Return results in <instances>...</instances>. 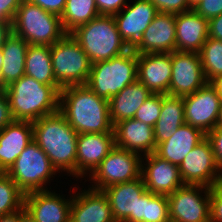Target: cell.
Here are the masks:
<instances>
[{"mask_svg":"<svg viewBox=\"0 0 222 222\" xmlns=\"http://www.w3.org/2000/svg\"><path fill=\"white\" fill-rule=\"evenodd\" d=\"M69 197L66 199L51 187L49 190L32 191L25 194L24 208L35 222H70L71 194Z\"/></svg>","mask_w":222,"mask_h":222,"instance_id":"cell-15","label":"cell"},{"mask_svg":"<svg viewBox=\"0 0 222 222\" xmlns=\"http://www.w3.org/2000/svg\"><path fill=\"white\" fill-rule=\"evenodd\" d=\"M12 33L11 21H0V49L3 47L6 38Z\"/></svg>","mask_w":222,"mask_h":222,"instance_id":"cell-45","label":"cell"},{"mask_svg":"<svg viewBox=\"0 0 222 222\" xmlns=\"http://www.w3.org/2000/svg\"><path fill=\"white\" fill-rule=\"evenodd\" d=\"M171 65L169 95L184 97L207 83L199 53L175 50L171 53Z\"/></svg>","mask_w":222,"mask_h":222,"instance_id":"cell-12","label":"cell"},{"mask_svg":"<svg viewBox=\"0 0 222 222\" xmlns=\"http://www.w3.org/2000/svg\"><path fill=\"white\" fill-rule=\"evenodd\" d=\"M193 9L209 21L222 14V0H202Z\"/></svg>","mask_w":222,"mask_h":222,"instance_id":"cell-37","label":"cell"},{"mask_svg":"<svg viewBox=\"0 0 222 222\" xmlns=\"http://www.w3.org/2000/svg\"><path fill=\"white\" fill-rule=\"evenodd\" d=\"M59 85H47L23 75L5 91L13 120L36 121L59 111Z\"/></svg>","mask_w":222,"mask_h":222,"instance_id":"cell-3","label":"cell"},{"mask_svg":"<svg viewBox=\"0 0 222 222\" xmlns=\"http://www.w3.org/2000/svg\"><path fill=\"white\" fill-rule=\"evenodd\" d=\"M100 15H115L119 13L129 0H95Z\"/></svg>","mask_w":222,"mask_h":222,"instance_id":"cell-39","label":"cell"},{"mask_svg":"<svg viewBox=\"0 0 222 222\" xmlns=\"http://www.w3.org/2000/svg\"><path fill=\"white\" fill-rule=\"evenodd\" d=\"M71 35L92 64L120 56L131 49L119 34L112 15H99L77 27Z\"/></svg>","mask_w":222,"mask_h":222,"instance_id":"cell-4","label":"cell"},{"mask_svg":"<svg viewBox=\"0 0 222 222\" xmlns=\"http://www.w3.org/2000/svg\"><path fill=\"white\" fill-rule=\"evenodd\" d=\"M25 75L34 78L42 84L58 85L53 72L50 46H28Z\"/></svg>","mask_w":222,"mask_h":222,"instance_id":"cell-29","label":"cell"},{"mask_svg":"<svg viewBox=\"0 0 222 222\" xmlns=\"http://www.w3.org/2000/svg\"><path fill=\"white\" fill-rule=\"evenodd\" d=\"M162 102L163 94H152L136 111L134 119L154 127L161 113Z\"/></svg>","mask_w":222,"mask_h":222,"instance_id":"cell-33","label":"cell"},{"mask_svg":"<svg viewBox=\"0 0 222 222\" xmlns=\"http://www.w3.org/2000/svg\"><path fill=\"white\" fill-rule=\"evenodd\" d=\"M179 173L184 184L213 187L222 182L210 141L205 138L195 146L179 166Z\"/></svg>","mask_w":222,"mask_h":222,"instance_id":"cell-11","label":"cell"},{"mask_svg":"<svg viewBox=\"0 0 222 222\" xmlns=\"http://www.w3.org/2000/svg\"><path fill=\"white\" fill-rule=\"evenodd\" d=\"M176 50L199 53L209 37L208 20L194 9L176 14Z\"/></svg>","mask_w":222,"mask_h":222,"instance_id":"cell-24","label":"cell"},{"mask_svg":"<svg viewBox=\"0 0 222 222\" xmlns=\"http://www.w3.org/2000/svg\"><path fill=\"white\" fill-rule=\"evenodd\" d=\"M74 185L70 208V222H116L109 199L103 191L80 188ZM77 192V193H76Z\"/></svg>","mask_w":222,"mask_h":222,"instance_id":"cell-19","label":"cell"},{"mask_svg":"<svg viewBox=\"0 0 222 222\" xmlns=\"http://www.w3.org/2000/svg\"><path fill=\"white\" fill-rule=\"evenodd\" d=\"M30 3L36 4L41 7L43 10L55 14L61 17L65 6L66 0H27Z\"/></svg>","mask_w":222,"mask_h":222,"instance_id":"cell-40","label":"cell"},{"mask_svg":"<svg viewBox=\"0 0 222 222\" xmlns=\"http://www.w3.org/2000/svg\"><path fill=\"white\" fill-rule=\"evenodd\" d=\"M185 122L205 134L217 127L221 99L207 82L194 93L184 96Z\"/></svg>","mask_w":222,"mask_h":222,"instance_id":"cell-13","label":"cell"},{"mask_svg":"<svg viewBox=\"0 0 222 222\" xmlns=\"http://www.w3.org/2000/svg\"><path fill=\"white\" fill-rule=\"evenodd\" d=\"M147 191L143 178L107 187V195L116 222H137L138 200Z\"/></svg>","mask_w":222,"mask_h":222,"instance_id":"cell-21","label":"cell"},{"mask_svg":"<svg viewBox=\"0 0 222 222\" xmlns=\"http://www.w3.org/2000/svg\"><path fill=\"white\" fill-rule=\"evenodd\" d=\"M205 138L206 134L201 129L184 123L169 139L156 147L155 154L180 166L188 153Z\"/></svg>","mask_w":222,"mask_h":222,"instance_id":"cell-25","label":"cell"},{"mask_svg":"<svg viewBox=\"0 0 222 222\" xmlns=\"http://www.w3.org/2000/svg\"><path fill=\"white\" fill-rule=\"evenodd\" d=\"M149 203V191H146L138 200L137 222H146V210Z\"/></svg>","mask_w":222,"mask_h":222,"instance_id":"cell-44","label":"cell"},{"mask_svg":"<svg viewBox=\"0 0 222 222\" xmlns=\"http://www.w3.org/2000/svg\"><path fill=\"white\" fill-rule=\"evenodd\" d=\"M1 70L2 69H0V93H5L7 85L5 84V80L3 78Z\"/></svg>","mask_w":222,"mask_h":222,"instance_id":"cell-49","label":"cell"},{"mask_svg":"<svg viewBox=\"0 0 222 222\" xmlns=\"http://www.w3.org/2000/svg\"><path fill=\"white\" fill-rule=\"evenodd\" d=\"M6 174L26 194L32 191L48 190L47 183H51L50 181L53 180L51 178H55L58 172L52 166L48 156L33 140Z\"/></svg>","mask_w":222,"mask_h":222,"instance_id":"cell-8","label":"cell"},{"mask_svg":"<svg viewBox=\"0 0 222 222\" xmlns=\"http://www.w3.org/2000/svg\"><path fill=\"white\" fill-rule=\"evenodd\" d=\"M206 138L212 145L217 165L222 172V127H215L212 131L206 134Z\"/></svg>","mask_w":222,"mask_h":222,"instance_id":"cell-38","label":"cell"},{"mask_svg":"<svg viewBox=\"0 0 222 222\" xmlns=\"http://www.w3.org/2000/svg\"><path fill=\"white\" fill-rule=\"evenodd\" d=\"M25 193L4 172H0V216L24 208Z\"/></svg>","mask_w":222,"mask_h":222,"instance_id":"cell-31","label":"cell"},{"mask_svg":"<svg viewBox=\"0 0 222 222\" xmlns=\"http://www.w3.org/2000/svg\"><path fill=\"white\" fill-rule=\"evenodd\" d=\"M159 13L179 14L192 10L188 0H149Z\"/></svg>","mask_w":222,"mask_h":222,"instance_id":"cell-35","label":"cell"},{"mask_svg":"<svg viewBox=\"0 0 222 222\" xmlns=\"http://www.w3.org/2000/svg\"><path fill=\"white\" fill-rule=\"evenodd\" d=\"M33 138L48 156L58 173L76 179V153L78 133L58 111L32 122ZM63 171V172H62Z\"/></svg>","mask_w":222,"mask_h":222,"instance_id":"cell-2","label":"cell"},{"mask_svg":"<svg viewBox=\"0 0 222 222\" xmlns=\"http://www.w3.org/2000/svg\"><path fill=\"white\" fill-rule=\"evenodd\" d=\"M19 222H35L34 218L23 208L19 210Z\"/></svg>","mask_w":222,"mask_h":222,"instance_id":"cell-48","label":"cell"},{"mask_svg":"<svg viewBox=\"0 0 222 222\" xmlns=\"http://www.w3.org/2000/svg\"><path fill=\"white\" fill-rule=\"evenodd\" d=\"M99 15L95 0H66L60 18L64 31L71 33Z\"/></svg>","mask_w":222,"mask_h":222,"instance_id":"cell-30","label":"cell"},{"mask_svg":"<svg viewBox=\"0 0 222 222\" xmlns=\"http://www.w3.org/2000/svg\"><path fill=\"white\" fill-rule=\"evenodd\" d=\"M137 80L152 94H169L171 53L138 54Z\"/></svg>","mask_w":222,"mask_h":222,"instance_id":"cell-20","label":"cell"},{"mask_svg":"<svg viewBox=\"0 0 222 222\" xmlns=\"http://www.w3.org/2000/svg\"><path fill=\"white\" fill-rule=\"evenodd\" d=\"M207 82L222 75V41L208 37L199 51Z\"/></svg>","mask_w":222,"mask_h":222,"instance_id":"cell-32","label":"cell"},{"mask_svg":"<svg viewBox=\"0 0 222 222\" xmlns=\"http://www.w3.org/2000/svg\"><path fill=\"white\" fill-rule=\"evenodd\" d=\"M210 192L207 186L184 184L169 194L170 222H210Z\"/></svg>","mask_w":222,"mask_h":222,"instance_id":"cell-10","label":"cell"},{"mask_svg":"<svg viewBox=\"0 0 222 222\" xmlns=\"http://www.w3.org/2000/svg\"><path fill=\"white\" fill-rule=\"evenodd\" d=\"M176 15L159 13L132 47L137 54L172 53L176 50Z\"/></svg>","mask_w":222,"mask_h":222,"instance_id":"cell-18","label":"cell"},{"mask_svg":"<svg viewBox=\"0 0 222 222\" xmlns=\"http://www.w3.org/2000/svg\"><path fill=\"white\" fill-rule=\"evenodd\" d=\"M146 222H170L168 199L166 195L153 194L149 192Z\"/></svg>","mask_w":222,"mask_h":222,"instance_id":"cell-34","label":"cell"},{"mask_svg":"<svg viewBox=\"0 0 222 222\" xmlns=\"http://www.w3.org/2000/svg\"><path fill=\"white\" fill-rule=\"evenodd\" d=\"M217 126L222 127V100H221V103H220V111H219Z\"/></svg>","mask_w":222,"mask_h":222,"instance_id":"cell-50","label":"cell"},{"mask_svg":"<svg viewBox=\"0 0 222 222\" xmlns=\"http://www.w3.org/2000/svg\"><path fill=\"white\" fill-rule=\"evenodd\" d=\"M33 140L31 121L13 120L0 130V172L6 173Z\"/></svg>","mask_w":222,"mask_h":222,"instance_id":"cell-23","label":"cell"},{"mask_svg":"<svg viewBox=\"0 0 222 222\" xmlns=\"http://www.w3.org/2000/svg\"><path fill=\"white\" fill-rule=\"evenodd\" d=\"M209 37L222 41V14L208 21Z\"/></svg>","mask_w":222,"mask_h":222,"instance_id":"cell-43","label":"cell"},{"mask_svg":"<svg viewBox=\"0 0 222 222\" xmlns=\"http://www.w3.org/2000/svg\"><path fill=\"white\" fill-rule=\"evenodd\" d=\"M138 54L131 48L124 54L92 64L86 86L99 97L110 100L137 80Z\"/></svg>","mask_w":222,"mask_h":222,"instance_id":"cell-6","label":"cell"},{"mask_svg":"<svg viewBox=\"0 0 222 222\" xmlns=\"http://www.w3.org/2000/svg\"><path fill=\"white\" fill-rule=\"evenodd\" d=\"M119 13L113 15L119 34L132 48L141 38L154 17L158 14L156 7L149 0H132Z\"/></svg>","mask_w":222,"mask_h":222,"instance_id":"cell-17","label":"cell"},{"mask_svg":"<svg viewBox=\"0 0 222 222\" xmlns=\"http://www.w3.org/2000/svg\"><path fill=\"white\" fill-rule=\"evenodd\" d=\"M2 66H3V54H2V51L0 49V69H2Z\"/></svg>","mask_w":222,"mask_h":222,"instance_id":"cell-52","label":"cell"},{"mask_svg":"<svg viewBox=\"0 0 222 222\" xmlns=\"http://www.w3.org/2000/svg\"><path fill=\"white\" fill-rule=\"evenodd\" d=\"M115 147L114 133H82L77 137L76 178L88 177Z\"/></svg>","mask_w":222,"mask_h":222,"instance_id":"cell-16","label":"cell"},{"mask_svg":"<svg viewBox=\"0 0 222 222\" xmlns=\"http://www.w3.org/2000/svg\"><path fill=\"white\" fill-rule=\"evenodd\" d=\"M184 123L186 122L183 97L163 94L161 113L153 127L156 147L169 139Z\"/></svg>","mask_w":222,"mask_h":222,"instance_id":"cell-27","label":"cell"},{"mask_svg":"<svg viewBox=\"0 0 222 222\" xmlns=\"http://www.w3.org/2000/svg\"><path fill=\"white\" fill-rule=\"evenodd\" d=\"M11 26L12 32L29 45L51 46L66 34L59 16L27 0L21 1Z\"/></svg>","mask_w":222,"mask_h":222,"instance_id":"cell-5","label":"cell"},{"mask_svg":"<svg viewBox=\"0 0 222 222\" xmlns=\"http://www.w3.org/2000/svg\"><path fill=\"white\" fill-rule=\"evenodd\" d=\"M0 222H19V211L0 216Z\"/></svg>","mask_w":222,"mask_h":222,"instance_id":"cell-47","label":"cell"},{"mask_svg":"<svg viewBox=\"0 0 222 222\" xmlns=\"http://www.w3.org/2000/svg\"><path fill=\"white\" fill-rule=\"evenodd\" d=\"M29 44L13 32L6 38L3 47L2 75L5 84L9 86L12 82L19 80L25 75L26 52Z\"/></svg>","mask_w":222,"mask_h":222,"instance_id":"cell-28","label":"cell"},{"mask_svg":"<svg viewBox=\"0 0 222 222\" xmlns=\"http://www.w3.org/2000/svg\"><path fill=\"white\" fill-rule=\"evenodd\" d=\"M210 85L215 89L218 96L222 100V75L216 76L209 81Z\"/></svg>","mask_w":222,"mask_h":222,"instance_id":"cell-46","label":"cell"},{"mask_svg":"<svg viewBox=\"0 0 222 222\" xmlns=\"http://www.w3.org/2000/svg\"><path fill=\"white\" fill-rule=\"evenodd\" d=\"M22 0H0V21H12Z\"/></svg>","mask_w":222,"mask_h":222,"instance_id":"cell-41","label":"cell"},{"mask_svg":"<svg viewBox=\"0 0 222 222\" xmlns=\"http://www.w3.org/2000/svg\"><path fill=\"white\" fill-rule=\"evenodd\" d=\"M152 93L147 87L136 80L127 85L122 91L113 95L109 100L110 120L114 126L116 123L134 118L136 111L142 106Z\"/></svg>","mask_w":222,"mask_h":222,"instance_id":"cell-26","label":"cell"},{"mask_svg":"<svg viewBox=\"0 0 222 222\" xmlns=\"http://www.w3.org/2000/svg\"><path fill=\"white\" fill-rule=\"evenodd\" d=\"M210 222H222V182L211 187Z\"/></svg>","mask_w":222,"mask_h":222,"instance_id":"cell-36","label":"cell"},{"mask_svg":"<svg viewBox=\"0 0 222 222\" xmlns=\"http://www.w3.org/2000/svg\"><path fill=\"white\" fill-rule=\"evenodd\" d=\"M59 112L78 133H114L109 101L99 97L86 85L62 88Z\"/></svg>","mask_w":222,"mask_h":222,"instance_id":"cell-1","label":"cell"},{"mask_svg":"<svg viewBox=\"0 0 222 222\" xmlns=\"http://www.w3.org/2000/svg\"><path fill=\"white\" fill-rule=\"evenodd\" d=\"M50 51L55 79L61 89L86 85L92 63L71 33L51 45Z\"/></svg>","mask_w":222,"mask_h":222,"instance_id":"cell-7","label":"cell"},{"mask_svg":"<svg viewBox=\"0 0 222 222\" xmlns=\"http://www.w3.org/2000/svg\"><path fill=\"white\" fill-rule=\"evenodd\" d=\"M13 121L10 105L5 93H0V130Z\"/></svg>","mask_w":222,"mask_h":222,"instance_id":"cell-42","label":"cell"},{"mask_svg":"<svg viewBox=\"0 0 222 222\" xmlns=\"http://www.w3.org/2000/svg\"><path fill=\"white\" fill-rule=\"evenodd\" d=\"M141 177L147 191L153 194L168 196L184 185L179 166L160 158L155 153L142 156Z\"/></svg>","mask_w":222,"mask_h":222,"instance_id":"cell-14","label":"cell"},{"mask_svg":"<svg viewBox=\"0 0 222 222\" xmlns=\"http://www.w3.org/2000/svg\"><path fill=\"white\" fill-rule=\"evenodd\" d=\"M115 146L140 154L155 153L156 143L152 126L137 119H125L113 126Z\"/></svg>","mask_w":222,"mask_h":222,"instance_id":"cell-22","label":"cell"},{"mask_svg":"<svg viewBox=\"0 0 222 222\" xmlns=\"http://www.w3.org/2000/svg\"><path fill=\"white\" fill-rule=\"evenodd\" d=\"M141 159L140 154L115 146L88 177V181H92L90 188L103 191L109 186L139 178Z\"/></svg>","mask_w":222,"mask_h":222,"instance_id":"cell-9","label":"cell"},{"mask_svg":"<svg viewBox=\"0 0 222 222\" xmlns=\"http://www.w3.org/2000/svg\"><path fill=\"white\" fill-rule=\"evenodd\" d=\"M202 0H188V3L190 7L193 9L195 6H197Z\"/></svg>","mask_w":222,"mask_h":222,"instance_id":"cell-51","label":"cell"}]
</instances>
